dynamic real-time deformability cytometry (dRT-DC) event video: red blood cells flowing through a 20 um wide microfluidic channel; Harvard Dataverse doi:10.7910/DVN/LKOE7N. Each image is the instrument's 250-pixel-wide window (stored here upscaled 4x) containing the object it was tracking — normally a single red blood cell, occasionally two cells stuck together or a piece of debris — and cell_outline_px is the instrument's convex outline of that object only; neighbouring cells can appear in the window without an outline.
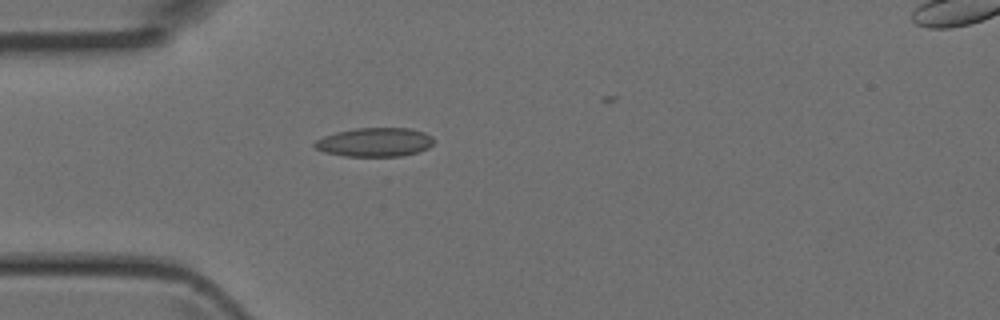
{"species": "Egyptian fruit bat (a non-hibernating species)", "species_latin": "Rousettus aegyptiacus", "temperature_condition": "room temperature", "stored_images_in_passage": 3, "camera_frame_rate_fps": 3000, "um_per_image_px": 0.085, "animal": {"sex": "female"}, "frame": {"image": 1, "passage_image": 3, "time_ms": 0.667, "image_size_px": [1000, 320], "cell_outline_px": [[436, 140], [428, 148], [416, 152], [400, 156], [344, 156], [324, 152], [316, 148], [312, 144], [316, 140], [324, 136], [336, 132], [356, 128], [412, 128], [424, 132], [432, 136]], "centroid_in_image_um": [31.87, 12.08], "position_along_channel_um": 53.1, "area_um2": 20.11}}